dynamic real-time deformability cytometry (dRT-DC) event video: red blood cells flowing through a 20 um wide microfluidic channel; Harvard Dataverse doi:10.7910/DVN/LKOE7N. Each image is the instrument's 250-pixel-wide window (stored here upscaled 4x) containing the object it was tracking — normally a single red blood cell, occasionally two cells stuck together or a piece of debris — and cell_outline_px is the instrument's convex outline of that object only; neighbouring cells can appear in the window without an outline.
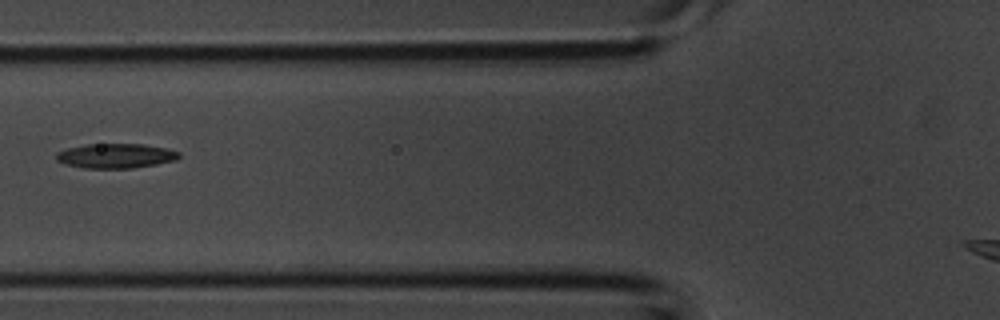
{"species": "common noctule bat (a hibernating species)", "species_latin": "Nyctalus noctula", "temperature_condition": "room temperature", "stored_images_in_passage": 3, "camera_frame_rate_fps": 3000, "um_per_image_px": 0.085, "animal": {"sex": "male", "body_mass_g": 20.1, "forearm_length_mm": 53.5}, "frame": {"image": 1, "passage_image": 3, "time_ms": 0.667, "image_size_px": [1000, 320], "cell_outline_px": [[180, 156], [176, 160], [156, 164], [132, 168], [84, 168], [64, 164], [56, 160], [56, 152], [68, 148], [88, 144], [144, 144], [164, 148], [180, 152]], "centroid_in_image_um": [9.82, 13.25], "position_along_channel_um": 116.0, "area_um2": 17.57}}